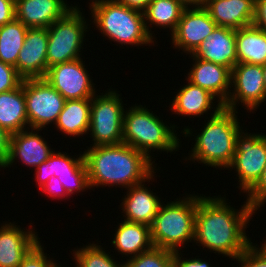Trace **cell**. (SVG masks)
Listing matches in <instances>:
<instances>
[{
	"label": "cell",
	"instance_id": "4fadbf2b",
	"mask_svg": "<svg viewBox=\"0 0 266 267\" xmlns=\"http://www.w3.org/2000/svg\"><path fill=\"white\" fill-rule=\"evenodd\" d=\"M44 79L66 100L91 99L96 93L81 58L48 68Z\"/></svg>",
	"mask_w": 266,
	"mask_h": 267
},
{
	"label": "cell",
	"instance_id": "52a82bcc",
	"mask_svg": "<svg viewBox=\"0 0 266 267\" xmlns=\"http://www.w3.org/2000/svg\"><path fill=\"white\" fill-rule=\"evenodd\" d=\"M76 5L48 29L47 70L64 62L80 59L88 24Z\"/></svg>",
	"mask_w": 266,
	"mask_h": 267
},
{
	"label": "cell",
	"instance_id": "9c48e42d",
	"mask_svg": "<svg viewBox=\"0 0 266 267\" xmlns=\"http://www.w3.org/2000/svg\"><path fill=\"white\" fill-rule=\"evenodd\" d=\"M24 96L28 125L40 130L57 122L66 101L44 78L24 79Z\"/></svg>",
	"mask_w": 266,
	"mask_h": 267
},
{
	"label": "cell",
	"instance_id": "e0dca14e",
	"mask_svg": "<svg viewBox=\"0 0 266 267\" xmlns=\"http://www.w3.org/2000/svg\"><path fill=\"white\" fill-rule=\"evenodd\" d=\"M200 60L223 65L230 70L237 64L236 30L216 26L196 50L190 54Z\"/></svg>",
	"mask_w": 266,
	"mask_h": 267
},
{
	"label": "cell",
	"instance_id": "ab89813d",
	"mask_svg": "<svg viewBox=\"0 0 266 267\" xmlns=\"http://www.w3.org/2000/svg\"><path fill=\"white\" fill-rule=\"evenodd\" d=\"M11 134L0 127V168L6 162L10 149Z\"/></svg>",
	"mask_w": 266,
	"mask_h": 267
},
{
	"label": "cell",
	"instance_id": "2e32d148",
	"mask_svg": "<svg viewBox=\"0 0 266 267\" xmlns=\"http://www.w3.org/2000/svg\"><path fill=\"white\" fill-rule=\"evenodd\" d=\"M29 130L30 128L11 134L9 155L3 168L13 165L17 158L27 167L30 166L29 169L37 168L53 154L54 151L48 146L45 138L38 134L40 129Z\"/></svg>",
	"mask_w": 266,
	"mask_h": 267
},
{
	"label": "cell",
	"instance_id": "484cf974",
	"mask_svg": "<svg viewBox=\"0 0 266 267\" xmlns=\"http://www.w3.org/2000/svg\"><path fill=\"white\" fill-rule=\"evenodd\" d=\"M237 63L266 64V32L254 25L236 30Z\"/></svg>",
	"mask_w": 266,
	"mask_h": 267
},
{
	"label": "cell",
	"instance_id": "b9f144b4",
	"mask_svg": "<svg viewBox=\"0 0 266 267\" xmlns=\"http://www.w3.org/2000/svg\"><path fill=\"white\" fill-rule=\"evenodd\" d=\"M185 7H202L206 0H179Z\"/></svg>",
	"mask_w": 266,
	"mask_h": 267
},
{
	"label": "cell",
	"instance_id": "277c9868",
	"mask_svg": "<svg viewBox=\"0 0 266 267\" xmlns=\"http://www.w3.org/2000/svg\"><path fill=\"white\" fill-rule=\"evenodd\" d=\"M91 17L98 30L109 40L124 45L154 43L145 27L144 13L129 8L116 0H92Z\"/></svg>",
	"mask_w": 266,
	"mask_h": 267
},
{
	"label": "cell",
	"instance_id": "4316f807",
	"mask_svg": "<svg viewBox=\"0 0 266 267\" xmlns=\"http://www.w3.org/2000/svg\"><path fill=\"white\" fill-rule=\"evenodd\" d=\"M91 99L66 100L55 127L64 135L86 134L90 126Z\"/></svg>",
	"mask_w": 266,
	"mask_h": 267
},
{
	"label": "cell",
	"instance_id": "74e56055",
	"mask_svg": "<svg viewBox=\"0 0 266 267\" xmlns=\"http://www.w3.org/2000/svg\"><path fill=\"white\" fill-rule=\"evenodd\" d=\"M253 25L266 32V0H255Z\"/></svg>",
	"mask_w": 266,
	"mask_h": 267
},
{
	"label": "cell",
	"instance_id": "9a60e30c",
	"mask_svg": "<svg viewBox=\"0 0 266 267\" xmlns=\"http://www.w3.org/2000/svg\"><path fill=\"white\" fill-rule=\"evenodd\" d=\"M47 28H28L15 69L23 79L44 78L47 73Z\"/></svg>",
	"mask_w": 266,
	"mask_h": 267
},
{
	"label": "cell",
	"instance_id": "f1b7e54d",
	"mask_svg": "<svg viewBox=\"0 0 266 267\" xmlns=\"http://www.w3.org/2000/svg\"><path fill=\"white\" fill-rule=\"evenodd\" d=\"M28 27L16 18L0 26V61L16 66Z\"/></svg>",
	"mask_w": 266,
	"mask_h": 267
},
{
	"label": "cell",
	"instance_id": "7a4b0ae2",
	"mask_svg": "<svg viewBox=\"0 0 266 267\" xmlns=\"http://www.w3.org/2000/svg\"><path fill=\"white\" fill-rule=\"evenodd\" d=\"M83 156L90 188L105 185L128 189L150 182L156 170L150 158L125 143L89 147Z\"/></svg>",
	"mask_w": 266,
	"mask_h": 267
},
{
	"label": "cell",
	"instance_id": "30bf717a",
	"mask_svg": "<svg viewBox=\"0 0 266 267\" xmlns=\"http://www.w3.org/2000/svg\"><path fill=\"white\" fill-rule=\"evenodd\" d=\"M241 130L236 137L235 154L231 165L236 169L239 187L246 193L259 179L266 167V135L248 134Z\"/></svg>",
	"mask_w": 266,
	"mask_h": 267
},
{
	"label": "cell",
	"instance_id": "3957f363",
	"mask_svg": "<svg viewBox=\"0 0 266 267\" xmlns=\"http://www.w3.org/2000/svg\"><path fill=\"white\" fill-rule=\"evenodd\" d=\"M213 110L202 132L195 136L188 160L228 169L234 158L236 137L242 130L236 115L238 112L223 108L221 103Z\"/></svg>",
	"mask_w": 266,
	"mask_h": 267
},
{
	"label": "cell",
	"instance_id": "ac0fdd59",
	"mask_svg": "<svg viewBox=\"0 0 266 267\" xmlns=\"http://www.w3.org/2000/svg\"><path fill=\"white\" fill-rule=\"evenodd\" d=\"M33 230L32 225L23 231L11 222L0 227V267H19L28 252L40 241Z\"/></svg>",
	"mask_w": 266,
	"mask_h": 267
},
{
	"label": "cell",
	"instance_id": "836d02e7",
	"mask_svg": "<svg viewBox=\"0 0 266 267\" xmlns=\"http://www.w3.org/2000/svg\"><path fill=\"white\" fill-rule=\"evenodd\" d=\"M40 241L28 252L19 267H54L56 265L52 259H48L44 253Z\"/></svg>",
	"mask_w": 266,
	"mask_h": 267
},
{
	"label": "cell",
	"instance_id": "5bb4252c",
	"mask_svg": "<svg viewBox=\"0 0 266 267\" xmlns=\"http://www.w3.org/2000/svg\"><path fill=\"white\" fill-rule=\"evenodd\" d=\"M216 26L204 6L192 9L186 7L176 30L170 36L172 45L188 55L192 54L207 36L213 33Z\"/></svg>",
	"mask_w": 266,
	"mask_h": 267
},
{
	"label": "cell",
	"instance_id": "7c38bea8",
	"mask_svg": "<svg viewBox=\"0 0 266 267\" xmlns=\"http://www.w3.org/2000/svg\"><path fill=\"white\" fill-rule=\"evenodd\" d=\"M223 108L236 111V104L243 103L249 112L266 101L262 65L237 63L231 70V88Z\"/></svg>",
	"mask_w": 266,
	"mask_h": 267
},
{
	"label": "cell",
	"instance_id": "8fae6325",
	"mask_svg": "<svg viewBox=\"0 0 266 267\" xmlns=\"http://www.w3.org/2000/svg\"><path fill=\"white\" fill-rule=\"evenodd\" d=\"M35 171V179L40 189L51 177H58L70 196L75 192L80 193L90 189L83 154L77 158H71L67 153L53 152Z\"/></svg>",
	"mask_w": 266,
	"mask_h": 267
},
{
	"label": "cell",
	"instance_id": "d6986e66",
	"mask_svg": "<svg viewBox=\"0 0 266 267\" xmlns=\"http://www.w3.org/2000/svg\"><path fill=\"white\" fill-rule=\"evenodd\" d=\"M192 58L195 62L188 72L187 81L208 90L218 98V103L224 105L231 92V70L220 64Z\"/></svg>",
	"mask_w": 266,
	"mask_h": 267
},
{
	"label": "cell",
	"instance_id": "cb8c5ba5",
	"mask_svg": "<svg viewBox=\"0 0 266 267\" xmlns=\"http://www.w3.org/2000/svg\"><path fill=\"white\" fill-rule=\"evenodd\" d=\"M27 126L29 125L23 79L17 88L0 93V127L14 134L28 129Z\"/></svg>",
	"mask_w": 266,
	"mask_h": 267
},
{
	"label": "cell",
	"instance_id": "8992f818",
	"mask_svg": "<svg viewBox=\"0 0 266 267\" xmlns=\"http://www.w3.org/2000/svg\"><path fill=\"white\" fill-rule=\"evenodd\" d=\"M189 195L161 204L151 226L154 247L177 252L181 245L187 244L186 241L194 240L195 215L200 196Z\"/></svg>",
	"mask_w": 266,
	"mask_h": 267
},
{
	"label": "cell",
	"instance_id": "d6a6232c",
	"mask_svg": "<svg viewBox=\"0 0 266 267\" xmlns=\"http://www.w3.org/2000/svg\"><path fill=\"white\" fill-rule=\"evenodd\" d=\"M246 202L256 212L266 202V167L257 182L246 192Z\"/></svg>",
	"mask_w": 266,
	"mask_h": 267
},
{
	"label": "cell",
	"instance_id": "6da1fadb",
	"mask_svg": "<svg viewBox=\"0 0 266 267\" xmlns=\"http://www.w3.org/2000/svg\"><path fill=\"white\" fill-rule=\"evenodd\" d=\"M225 199L221 196H200L193 241L214 253L234 259L253 243L246 236L245 228L255 211L246 201L236 211Z\"/></svg>",
	"mask_w": 266,
	"mask_h": 267
},
{
	"label": "cell",
	"instance_id": "d590c367",
	"mask_svg": "<svg viewBox=\"0 0 266 267\" xmlns=\"http://www.w3.org/2000/svg\"><path fill=\"white\" fill-rule=\"evenodd\" d=\"M41 190L43 193H47V195H49V197H52L53 199H64V197L68 198V196H70L58 177H51L50 179H48Z\"/></svg>",
	"mask_w": 266,
	"mask_h": 267
},
{
	"label": "cell",
	"instance_id": "1f68e13d",
	"mask_svg": "<svg viewBox=\"0 0 266 267\" xmlns=\"http://www.w3.org/2000/svg\"><path fill=\"white\" fill-rule=\"evenodd\" d=\"M241 263V267H266V251L252 243L234 260Z\"/></svg>",
	"mask_w": 266,
	"mask_h": 267
},
{
	"label": "cell",
	"instance_id": "f35d334b",
	"mask_svg": "<svg viewBox=\"0 0 266 267\" xmlns=\"http://www.w3.org/2000/svg\"><path fill=\"white\" fill-rule=\"evenodd\" d=\"M181 253L179 251L174 252V257H173V267H210L206 261L201 260L200 258H190L187 260L182 259L180 257Z\"/></svg>",
	"mask_w": 266,
	"mask_h": 267
},
{
	"label": "cell",
	"instance_id": "44dd1931",
	"mask_svg": "<svg viewBox=\"0 0 266 267\" xmlns=\"http://www.w3.org/2000/svg\"><path fill=\"white\" fill-rule=\"evenodd\" d=\"M145 182L129 187L126 192L127 197L124 196L121 206L125 221L151 227L163 202L160 201L161 198L154 195L151 189L148 190L144 186Z\"/></svg>",
	"mask_w": 266,
	"mask_h": 267
},
{
	"label": "cell",
	"instance_id": "5b68a950",
	"mask_svg": "<svg viewBox=\"0 0 266 267\" xmlns=\"http://www.w3.org/2000/svg\"><path fill=\"white\" fill-rule=\"evenodd\" d=\"M174 129L175 125L169 127L146 106L135 105L124 112L123 143L153 160L151 150L171 153L179 149V139Z\"/></svg>",
	"mask_w": 266,
	"mask_h": 267
},
{
	"label": "cell",
	"instance_id": "60d3db41",
	"mask_svg": "<svg viewBox=\"0 0 266 267\" xmlns=\"http://www.w3.org/2000/svg\"><path fill=\"white\" fill-rule=\"evenodd\" d=\"M118 3L123 4L129 8L144 11L151 0H116Z\"/></svg>",
	"mask_w": 266,
	"mask_h": 267
},
{
	"label": "cell",
	"instance_id": "4dcf8cb0",
	"mask_svg": "<svg viewBox=\"0 0 266 267\" xmlns=\"http://www.w3.org/2000/svg\"><path fill=\"white\" fill-rule=\"evenodd\" d=\"M174 252L153 247L126 260L125 267H173Z\"/></svg>",
	"mask_w": 266,
	"mask_h": 267
},
{
	"label": "cell",
	"instance_id": "83f0119b",
	"mask_svg": "<svg viewBox=\"0 0 266 267\" xmlns=\"http://www.w3.org/2000/svg\"><path fill=\"white\" fill-rule=\"evenodd\" d=\"M185 6L179 0H151L147 8L143 11L145 27L148 34L152 36L150 25L169 28L171 34L176 30ZM149 23V25H148Z\"/></svg>",
	"mask_w": 266,
	"mask_h": 267
},
{
	"label": "cell",
	"instance_id": "7402d4cb",
	"mask_svg": "<svg viewBox=\"0 0 266 267\" xmlns=\"http://www.w3.org/2000/svg\"><path fill=\"white\" fill-rule=\"evenodd\" d=\"M204 7L217 26L237 30L253 25L255 0H206Z\"/></svg>",
	"mask_w": 266,
	"mask_h": 267
},
{
	"label": "cell",
	"instance_id": "ba28073f",
	"mask_svg": "<svg viewBox=\"0 0 266 267\" xmlns=\"http://www.w3.org/2000/svg\"><path fill=\"white\" fill-rule=\"evenodd\" d=\"M91 98L90 137L92 145H116L123 143L124 107L120 95L108 90Z\"/></svg>",
	"mask_w": 266,
	"mask_h": 267
},
{
	"label": "cell",
	"instance_id": "d4e9b609",
	"mask_svg": "<svg viewBox=\"0 0 266 267\" xmlns=\"http://www.w3.org/2000/svg\"><path fill=\"white\" fill-rule=\"evenodd\" d=\"M171 109L173 114L181 116H201L206 114L209 110L215 108L211 107L216 99L208 90L201 88L188 81L181 90L173 97Z\"/></svg>",
	"mask_w": 266,
	"mask_h": 267
},
{
	"label": "cell",
	"instance_id": "f546056e",
	"mask_svg": "<svg viewBox=\"0 0 266 267\" xmlns=\"http://www.w3.org/2000/svg\"><path fill=\"white\" fill-rule=\"evenodd\" d=\"M89 244L73 252L76 267H125V263H116L111 255L102 250L101 245Z\"/></svg>",
	"mask_w": 266,
	"mask_h": 267
},
{
	"label": "cell",
	"instance_id": "e575fe53",
	"mask_svg": "<svg viewBox=\"0 0 266 267\" xmlns=\"http://www.w3.org/2000/svg\"><path fill=\"white\" fill-rule=\"evenodd\" d=\"M22 81L14 66L0 61V93L17 88Z\"/></svg>",
	"mask_w": 266,
	"mask_h": 267
},
{
	"label": "cell",
	"instance_id": "ee69618b",
	"mask_svg": "<svg viewBox=\"0 0 266 267\" xmlns=\"http://www.w3.org/2000/svg\"><path fill=\"white\" fill-rule=\"evenodd\" d=\"M261 247L266 251V241L264 242V244H262Z\"/></svg>",
	"mask_w": 266,
	"mask_h": 267
},
{
	"label": "cell",
	"instance_id": "7bdbcfd3",
	"mask_svg": "<svg viewBox=\"0 0 266 267\" xmlns=\"http://www.w3.org/2000/svg\"><path fill=\"white\" fill-rule=\"evenodd\" d=\"M262 70H263V80H264V85H265V90H266V64L262 65Z\"/></svg>",
	"mask_w": 266,
	"mask_h": 267
},
{
	"label": "cell",
	"instance_id": "603a6c76",
	"mask_svg": "<svg viewBox=\"0 0 266 267\" xmlns=\"http://www.w3.org/2000/svg\"><path fill=\"white\" fill-rule=\"evenodd\" d=\"M111 243L119 253L130 256L129 258L138 256L154 247L151 239V227L125 220L119 223Z\"/></svg>",
	"mask_w": 266,
	"mask_h": 267
},
{
	"label": "cell",
	"instance_id": "ffe728a7",
	"mask_svg": "<svg viewBox=\"0 0 266 267\" xmlns=\"http://www.w3.org/2000/svg\"><path fill=\"white\" fill-rule=\"evenodd\" d=\"M73 7L64 0H15L16 19L28 28H48Z\"/></svg>",
	"mask_w": 266,
	"mask_h": 267
},
{
	"label": "cell",
	"instance_id": "8d00e7d4",
	"mask_svg": "<svg viewBox=\"0 0 266 267\" xmlns=\"http://www.w3.org/2000/svg\"><path fill=\"white\" fill-rule=\"evenodd\" d=\"M16 18L15 0H0V26Z\"/></svg>",
	"mask_w": 266,
	"mask_h": 267
}]
</instances>
